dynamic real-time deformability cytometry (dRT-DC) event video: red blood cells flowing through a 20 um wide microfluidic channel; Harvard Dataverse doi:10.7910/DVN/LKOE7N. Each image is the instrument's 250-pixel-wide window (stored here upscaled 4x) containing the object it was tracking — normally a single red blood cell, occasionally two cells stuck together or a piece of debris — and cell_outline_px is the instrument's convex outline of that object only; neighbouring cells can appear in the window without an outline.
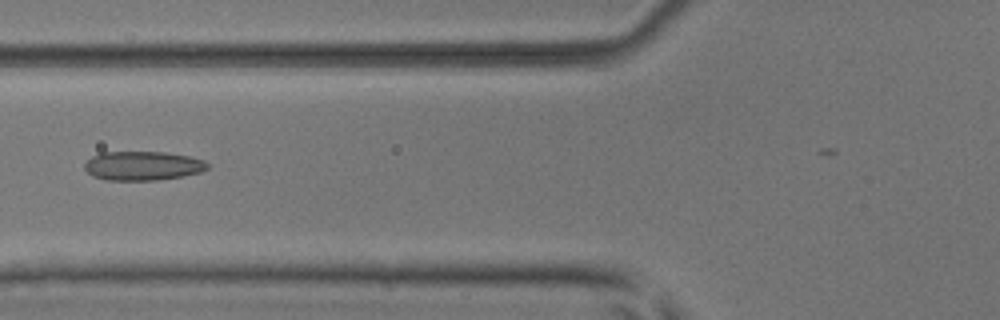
{"species": "common noctule bat (a hibernating species)", "species_latin": "Nyctalus noctula", "temperature_condition": "room temperature", "stored_images_in_passage": 17, "camera_frame_rate_fps": 3000, "um_per_image_px": 0.085, "animal": {"sex": "male", "body_mass_g": 17.9, "forearm_length_mm": 54.2}, "frame": {"image": 1, "passage_image": 14, "time_ms": 4.333, "image_size_px": [1000, 320], "cell_outline_px": [[208, 168], [200, 172], [180, 176], [156, 180], [108, 180], [92, 176], [84, 168], [84, 164], [92, 156], [100, 152], [164, 152], [188, 156], [204, 160], [208, 164]], "centroid_in_image_um": [12.1, 14.09], "position_along_channel_um": 113.7, "area_um2": 20.69}}